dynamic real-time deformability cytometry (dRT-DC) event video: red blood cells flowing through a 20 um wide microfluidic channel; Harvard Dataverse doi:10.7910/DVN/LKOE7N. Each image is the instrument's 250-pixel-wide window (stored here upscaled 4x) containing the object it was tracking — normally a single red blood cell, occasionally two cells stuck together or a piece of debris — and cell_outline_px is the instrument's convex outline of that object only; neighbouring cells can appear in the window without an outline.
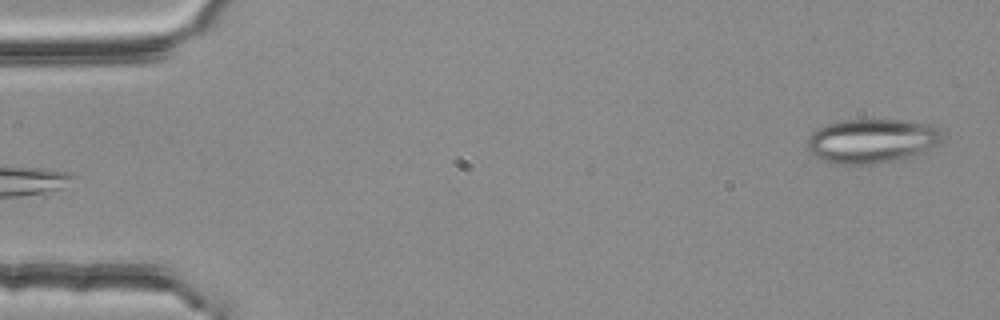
{"species": "common noctule bat (a hibernating species)", "species_latin": "Nyctalus noctula", "temperature_condition": "room temperature", "stored_images_in_passage": 4, "camera_frame_rate_fps": 3000, "um_per_image_px": 0.085, "animal": {"sex": "female", "body_mass_g": 25.1}, "frame": {"image": 1, "passage_image": 4, "time_ms": 1.0, "image_size_px": [1000, 320], "cell_outline_px": [[948, 136], [936, 144], [912, 156], [872, 164], [832, 164], [820, 160], [812, 156], [808, 148], [808, 136], [812, 132], [828, 124], [844, 120], [908, 120], [928, 124], [940, 128]], "centroid_in_image_um": [74.11, 11.97], "position_along_channel_um": 10.9, "area_um2": 34.91}}